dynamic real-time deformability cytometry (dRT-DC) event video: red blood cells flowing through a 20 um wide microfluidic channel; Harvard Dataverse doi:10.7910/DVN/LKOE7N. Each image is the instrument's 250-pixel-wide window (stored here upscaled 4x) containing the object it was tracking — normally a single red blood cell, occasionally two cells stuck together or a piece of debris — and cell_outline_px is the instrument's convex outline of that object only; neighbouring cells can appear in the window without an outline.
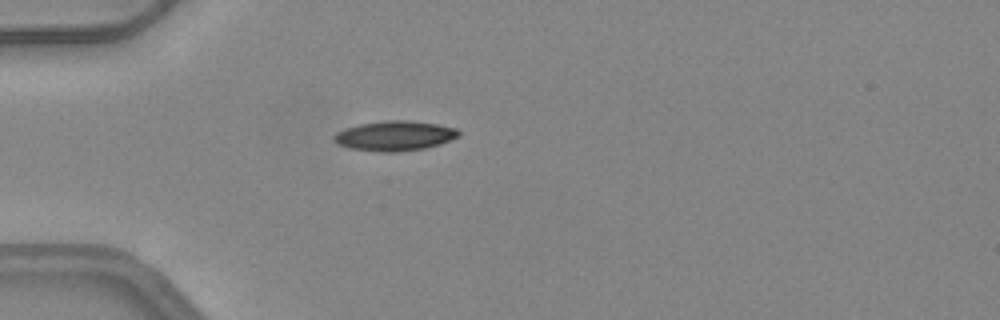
{"species": "common noctule bat (a hibernating species)", "species_latin": "Nyctalus noctula", "temperature_condition": "warm", "stored_images_in_passage": 36, "camera_frame_rate_fps": 3000, "um_per_image_px": 0.085, "animal": {"sex": "female", "body_mass_g": 24.6, "forearm_length_mm": 56.2}, "frame": {"image": 1, "passage_image": 1, "time_ms": 0.0, "image_size_px": [1000, 320], "cell_outline_px": [[460, 136], [440, 144], [424, 148], [396, 152], [384, 152], [352, 148], [340, 144], [332, 140], [332, 136], [336, 132], [344, 128], [360, 124], [384, 120], [408, 120], [436, 124], [456, 128], [460, 132]], "centroid_in_image_um": [33.55, 11.53], "position_along_channel_um": 51.5, "area_um2": 21.62}}
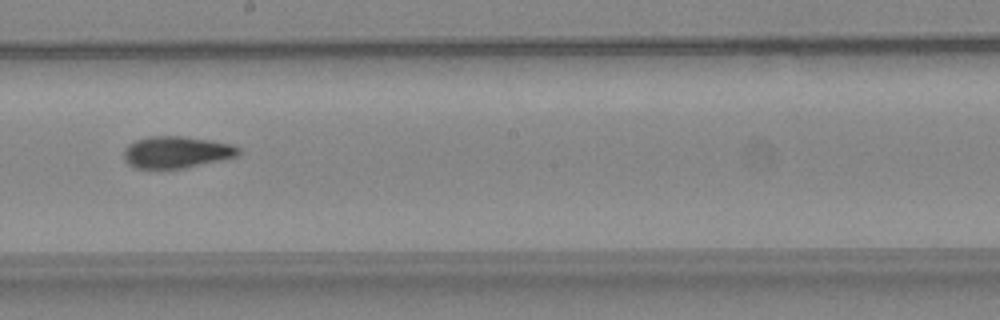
{"frame": {"image": 2, "passage_image": 15, "time_ms": 4.667, "image_size_px": [1000, 320], "cell_outline_px": [[240, 152], [236, 156], [224, 160], [184, 168], [136, 168], [128, 164], [124, 160], [124, 148], [128, 144], [136, 140], [148, 136], [184, 136], [212, 140], [232, 144], [240, 148]], "centroid_in_image_um": [15.01, 12.92], "position_along_channel_um": 233.2, "area_um2": 21.44}}
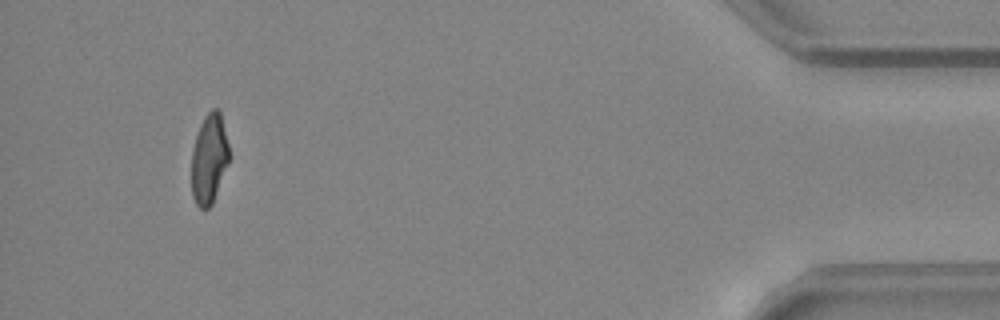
{"frame": {"image": 3, "passage_image": 33, "time_ms": 10.667, "image_size_px": [1000, 320], "cell_outline_px": [[232, 156], [212, 204], [208, 208], [200, 208], [196, 204], [192, 196], [192, 148], [200, 124], [204, 116], [212, 108], [216, 108], [220, 112]], "centroid_in_image_um": [17.8, 13.49], "position_along_channel_um": 417.4, "area_um2": 20.0}, "authors_computed_cell_mechanics": {"area_um2": 21.097, "velocity_mm_per_s": 4.198, "shape_relaxation_time_tau1_ms": 8.237, "shape_relaxation_time_tau2_ms": 2.7517, "deformation_change_tau1": 0.2272, "deformation_change_tau2": 0.0948}}